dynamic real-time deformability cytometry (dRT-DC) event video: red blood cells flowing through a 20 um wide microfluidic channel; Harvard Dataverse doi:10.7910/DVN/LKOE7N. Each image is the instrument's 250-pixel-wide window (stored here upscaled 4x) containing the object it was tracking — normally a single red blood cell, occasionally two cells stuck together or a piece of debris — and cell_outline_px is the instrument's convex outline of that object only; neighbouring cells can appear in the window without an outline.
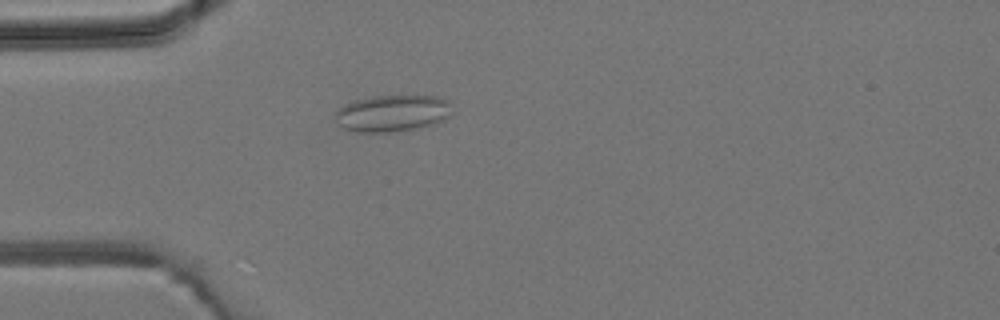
{"species": "common noctule bat (a hibernating species)", "species_latin": "Nyctalus noctula", "temperature_condition": "room temperature", "stored_images_in_passage": 2, "camera_frame_rate_fps": 3000, "um_per_image_px": 0.085, "animal": {"sex": "male", "body_mass_g": 19.2, "forearm_length_mm": 51.8}, "frame": {"image": 1, "passage_image": 2, "time_ms": 1.0, "image_size_px": [1000, 320], "cell_outline_px": [[448, 116], [444, 120], [436, 124], [420, 128], [392, 132], [356, 132], [344, 128], [336, 124], [336, 112], [344, 104], [356, 100], [372, 96], [436, 96], [448, 100]], "centroid_in_image_um": [33.32, 9.64], "position_along_channel_um": 51.7, "area_um2": 24.91}}